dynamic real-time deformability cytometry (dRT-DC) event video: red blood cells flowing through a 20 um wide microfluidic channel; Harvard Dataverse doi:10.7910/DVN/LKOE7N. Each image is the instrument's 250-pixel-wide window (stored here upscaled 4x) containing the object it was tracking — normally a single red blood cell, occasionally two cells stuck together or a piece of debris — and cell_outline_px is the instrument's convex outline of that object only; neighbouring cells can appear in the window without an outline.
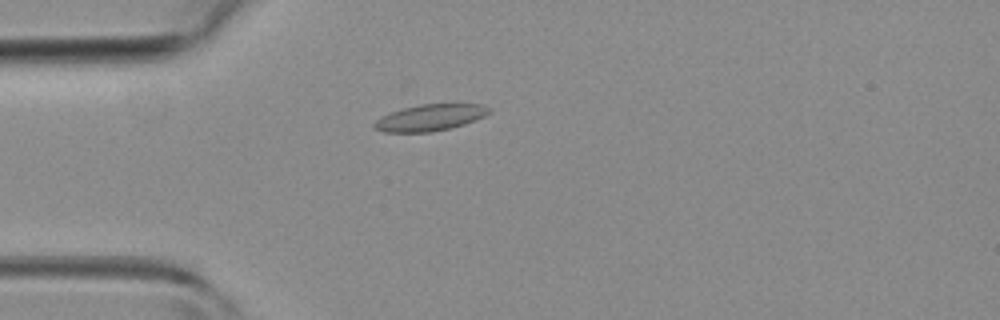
{"species": "common noctule bat (a hibernating species)", "species_latin": "Nyctalus noctula", "temperature_condition": "room temperature", "stored_images_in_passage": 34, "camera_frame_rate_fps": 3000, "um_per_image_px": 0.085, "animal": {"sex": "female", "body_mass_g": 19.3, "forearm_length_mm": 54.1}, "frame": {"image": 1, "passage_image": 1, "time_ms": 0.0, "image_size_px": [1000, 320], "cell_outline_px": [[492, 112], [484, 116], [464, 124], [432, 132], [384, 132], [376, 128], [372, 124], [380, 116], [404, 108], [420, 104], [480, 104], [488, 108]], "centroid_in_image_um": [36.54, 9.99], "position_along_channel_um": 48.5, "area_um2": 17.46}}
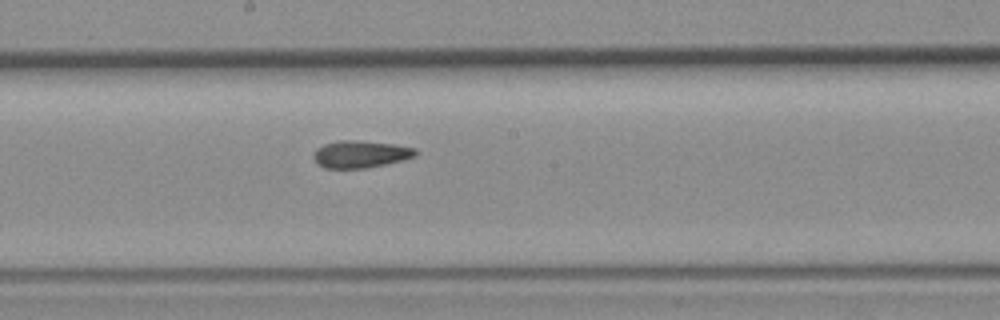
{"frame": {"image": 2, "passage_image": 13, "time_ms": 4.0, "image_size_px": [1000, 320], "cell_outline_px": [[416, 156], [384, 164], [364, 168], [324, 168], [312, 156], [316, 148], [324, 144], [340, 140], [356, 140], [392, 144], [416, 148]], "centroid_in_image_um": [30.61, 13.09], "position_along_channel_um": 217.6, "area_um2": 15.9}}
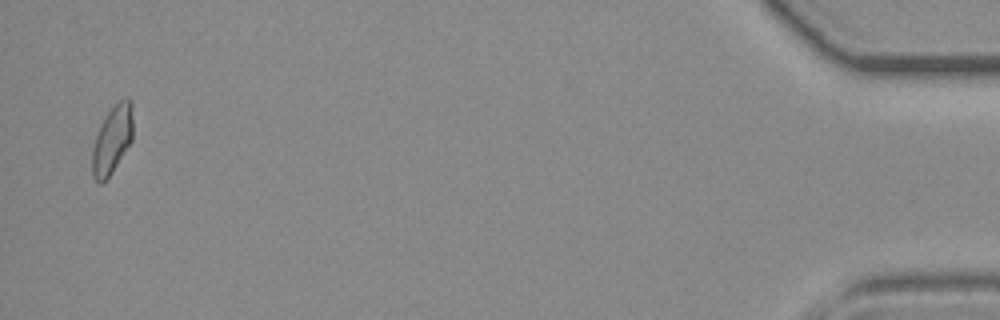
{"frame": {"image": 3, "passage_image": 33, "time_ms": 10.667, "image_size_px": [1000, 320], "cell_outline_px": [[132, 140], [112, 172], [100, 184], [92, 176], [92, 148], [100, 124], [104, 116], [120, 100], [128, 96], [132, 100]], "centroid_in_image_um": [9.54, 11.84], "position_along_channel_um": 425.7, "area_um2": 16.07}}